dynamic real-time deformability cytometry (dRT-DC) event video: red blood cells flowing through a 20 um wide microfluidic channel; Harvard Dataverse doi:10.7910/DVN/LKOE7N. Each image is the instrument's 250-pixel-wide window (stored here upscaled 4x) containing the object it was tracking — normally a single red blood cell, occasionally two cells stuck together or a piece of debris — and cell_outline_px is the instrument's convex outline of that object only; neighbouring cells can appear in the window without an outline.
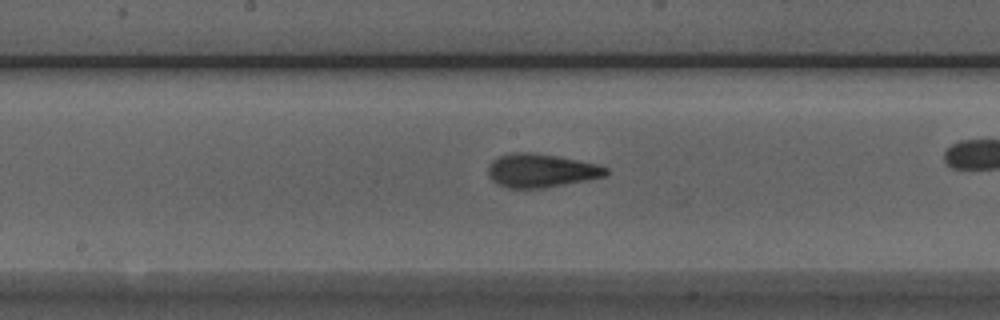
{"species": "Egyptian fruit bat (a non-hibernating species)", "species_latin": "Rousettus aegyptiacus", "temperature_condition": "room temperature", "stored_images_in_passage": 34, "camera_frame_rate_fps": 3000, "um_per_image_px": 0.085, "animal": {"sex": "male"}, "frame": {"image": 1, "passage_image": 20, "time_ms": 6.333, "image_size_px": [1000, 320], "cell_outline_px": [[608, 172], [604, 176], [588, 180], [544, 188], [508, 188], [496, 184], [488, 176], [488, 168], [492, 160], [500, 156], [516, 152], [528, 152], [560, 156], [596, 164], [608, 168]], "centroid_in_image_um": [45.97, 14.5], "position_along_channel_um": 202.2, "area_um2": 23.06}}
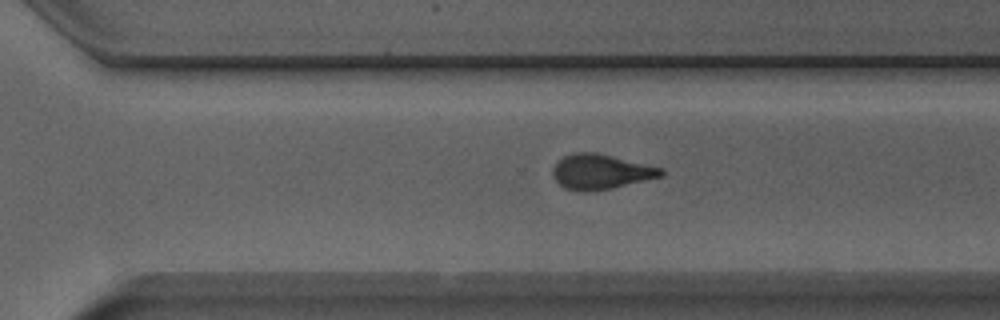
{"frame": {"image": 2, "passage_image": 29, "time_ms": 9.333, "image_size_px": [1000, 320], "cell_outline_px": [[664, 176], [612, 188], [584, 192], [564, 188], [552, 176], [552, 168], [564, 156], [576, 152], [596, 152], [664, 168]], "centroid_in_image_um": [51.08, 14.6], "position_along_channel_um": 319.5, "area_um2": 22.08}}